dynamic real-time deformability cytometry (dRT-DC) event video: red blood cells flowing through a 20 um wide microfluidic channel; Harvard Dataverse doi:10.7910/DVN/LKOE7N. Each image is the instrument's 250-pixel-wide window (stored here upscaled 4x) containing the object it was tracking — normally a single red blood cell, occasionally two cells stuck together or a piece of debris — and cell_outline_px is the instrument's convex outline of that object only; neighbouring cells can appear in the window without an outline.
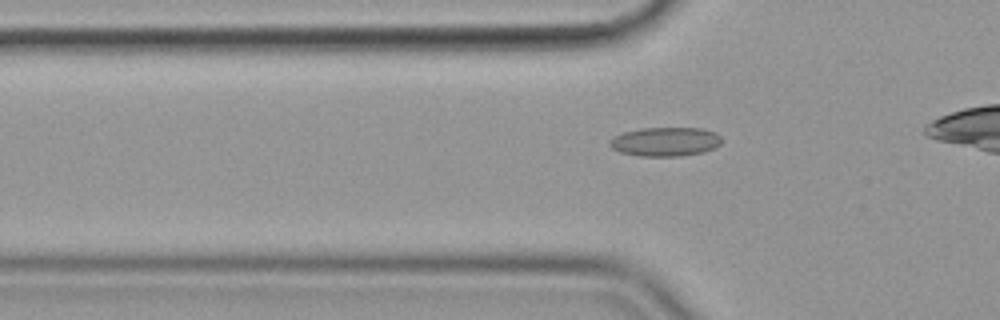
{"species": "common noctule bat (a hibernating species)", "species_latin": "Nyctalus noctula", "temperature_condition": "cold", "stored_images_in_passage": 37, "camera_frame_rate_fps": 3000, "um_per_image_px": 0.085, "animal": {"sex": "female", "body_mass_g": 19.9}, "frame": {"image": 1, "passage_image": 9, "time_ms": 2.667, "image_size_px": [1000, 320], "cell_outline_px": [[720, 144], [704, 152], [680, 156], [640, 156], [620, 152], [612, 148], [608, 144], [608, 140], [624, 132], [640, 128], [700, 128], [716, 132], [720, 136]], "centroid_in_image_um": [56.53, 12.04], "position_along_channel_um": 69.3, "area_um2": 18.9}}
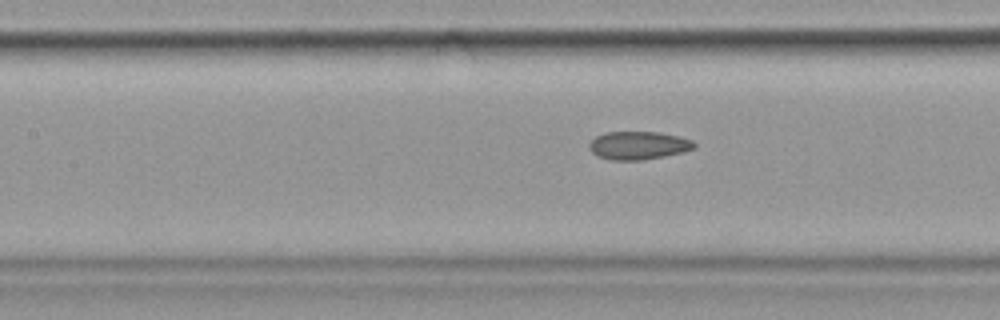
{"frame": {"image": 2, "passage_image": 16, "time_ms": 5.0, "image_size_px": [1000, 320], "cell_outline_px": [[696, 148], [684, 152], [644, 160], [612, 160], [596, 156], [588, 148], [588, 144], [596, 136], [604, 132], [656, 132], [680, 136], [692, 140], [696, 144]], "centroid_in_image_um": [54.26, 12.36], "position_along_channel_um": 153.1, "area_um2": 17.4}}
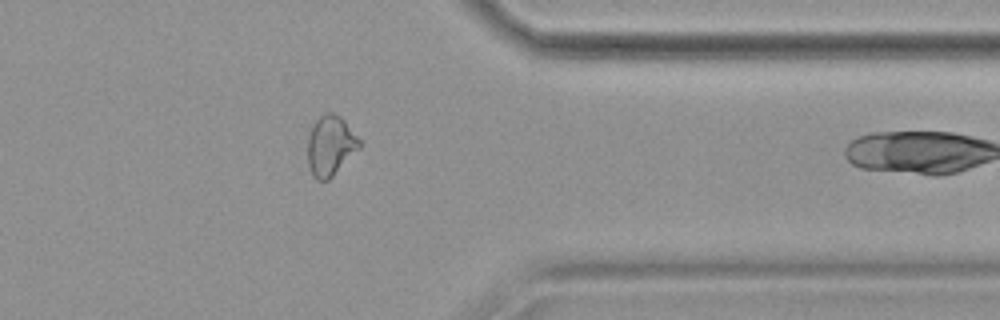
{"frame": {"image": 3, "passage_image": 36, "time_ms": 11.667, "image_size_px": [1000, 320], "cell_outline_px": [[360, 148], [328, 180], [316, 180], [312, 176], [308, 164], [308, 136], [316, 120], [324, 112], [332, 112], [340, 116], [344, 120], [360, 140]], "centroid_in_image_um": [28.08, 12.38], "position_along_channel_um": 383.3, "area_um2": 17.98}}